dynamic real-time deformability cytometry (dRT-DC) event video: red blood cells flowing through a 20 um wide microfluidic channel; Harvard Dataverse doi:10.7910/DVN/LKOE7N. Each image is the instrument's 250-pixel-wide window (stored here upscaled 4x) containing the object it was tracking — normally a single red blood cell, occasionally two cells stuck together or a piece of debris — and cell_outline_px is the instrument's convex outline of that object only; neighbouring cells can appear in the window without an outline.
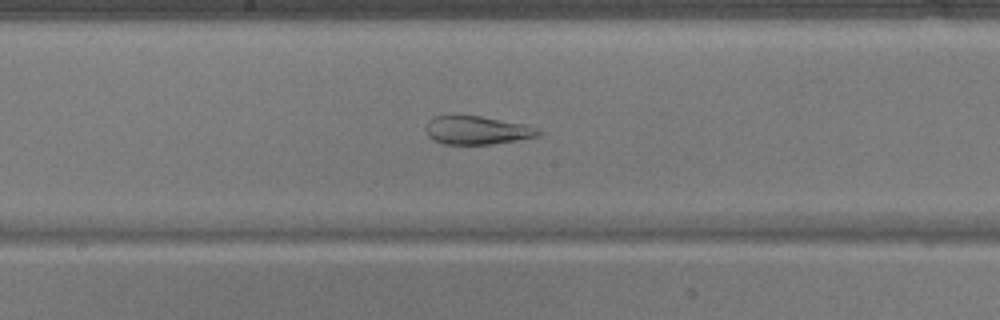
{"species": "common noctule bat (a hibernating species)", "species_latin": "Nyctalus noctula", "temperature_condition": "warm", "stored_images_in_passage": 40, "camera_frame_rate_fps": 3000, "um_per_image_px": 0.085, "animal": {"sex": "male", "body_mass_g": 17.9}, "frame": {"image": 1, "passage_image": 23, "time_ms": 7.333, "image_size_px": [1000, 320], "cell_outline_px": [[544, 132], [536, 136], [516, 140], [492, 144], [444, 144], [432, 140], [428, 136], [424, 128], [428, 120], [436, 116], [480, 116], [524, 124]], "centroid_in_image_um": [40.49, 11.08], "position_along_channel_um": 207.7, "area_um2": 18.44}}
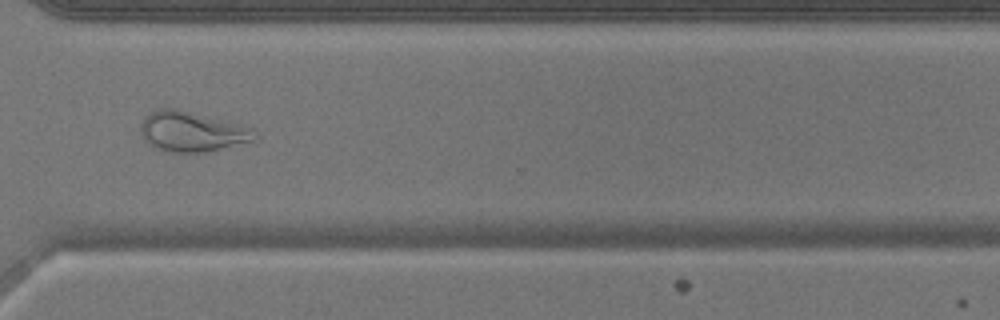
{"frame": {"image": 2, "passage_image": 34, "time_ms": 11.0, "image_size_px": [1000, 320], "cell_outline_px": [[256, 140], [204, 152], [172, 152], [148, 144], [144, 140], [140, 132], [140, 124], [144, 116], [148, 112], [160, 108], [176, 108], [252, 128], [256, 132]], "centroid_in_image_um": [16.26, 11.17], "position_along_channel_um": 354.3, "area_um2": 26.36}}
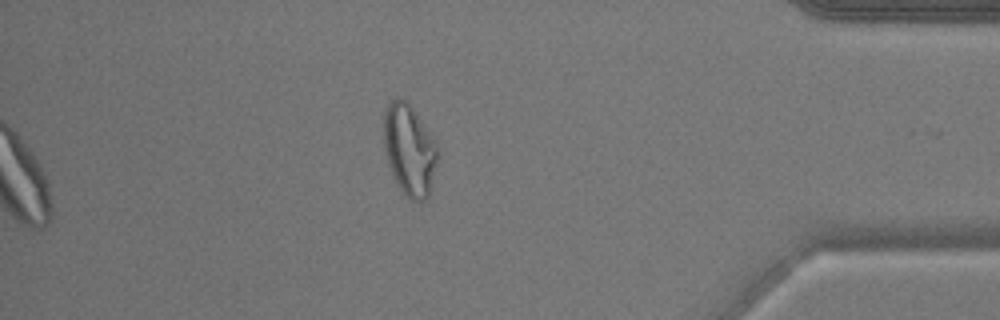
{"frame": {"image": 3, "passage_image": 40, "time_ms": 13.0, "image_size_px": [1000, 320], "cell_outline_px": [[440, 156], [428, 196], [424, 200], [412, 200], [404, 196], [388, 164], [384, 148], [384, 108], [396, 96], [400, 96], [408, 100], [432, 136]], "centroid_in_image_um": [34.8, 12.69], "position_along_channel_um": 400.4, "area_um2": 28.9}}